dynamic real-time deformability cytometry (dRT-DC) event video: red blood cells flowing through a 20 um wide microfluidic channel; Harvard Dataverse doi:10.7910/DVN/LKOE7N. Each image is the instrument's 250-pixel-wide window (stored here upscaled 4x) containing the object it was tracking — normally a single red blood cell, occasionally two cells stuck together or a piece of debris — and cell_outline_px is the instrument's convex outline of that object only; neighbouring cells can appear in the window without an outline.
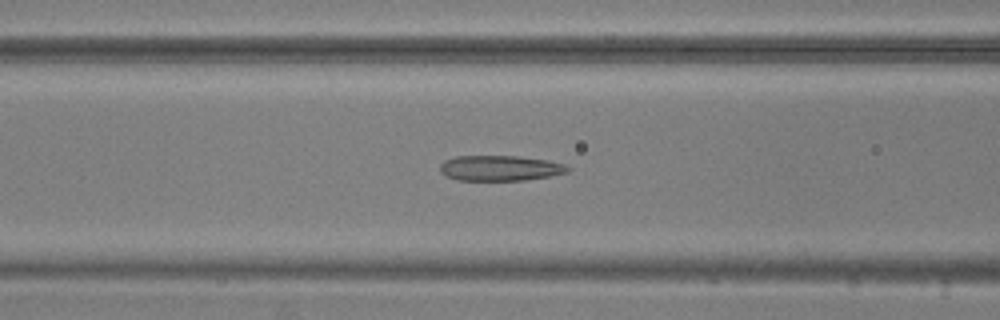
{"species": "common noctule bat (a hibernating species)", "species_latin": "Nyctalus noctula", "temperature_condition": "warm", "stored_images_in_passage": 53, "camera_frame_rate_fps": 3000, "um_per_image_px": 0.085, "animal": {"sex": "male", "body_mass_g": 20.5, "forearm_length_mm": 52.5}, "frame": {"image": 1, "passage_image": 20, "time_ms": 6.333, "image_size_px": [1000, 320], "cell_outline_px": [[572, 168], [568, 172], [548, 176], [524, 180], [456, 180], [440, 172], [440, 164], [444, 160], [456, 156], [516, 156], [548, 160], [564, 164]], "centroid_in_image_um": [42.5, 14.28], "position_along_channel_um": 124.1, "area_um2": 18.84}}
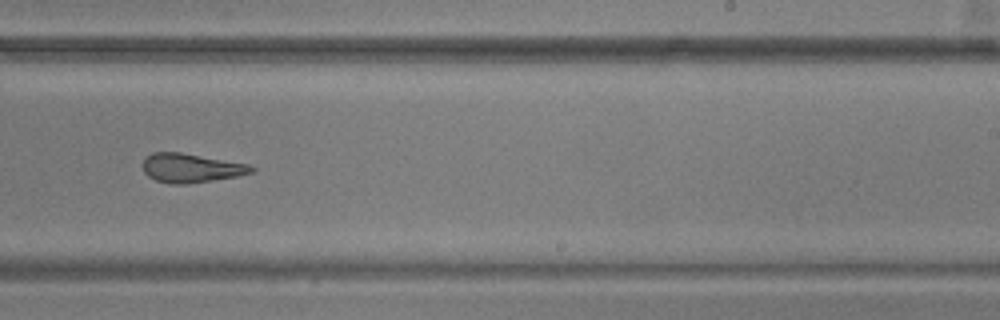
{"frame": {"image": 2, "passage_image": 32, "time_ms": 10.333, "image_size_px": [1000, 320], "cell_outline_px": [[256, 168], [252, 172], [236, 176], [188, 184], [172, 184], [156, 180], [148, 176], [144, 172], [144, 156], [152, 152], [180, 152], [248, 164]], "centroid_in_image_um": [16.2, 14.27], "position_along_channel_um": 272.8, "area_um2": 18.21}}
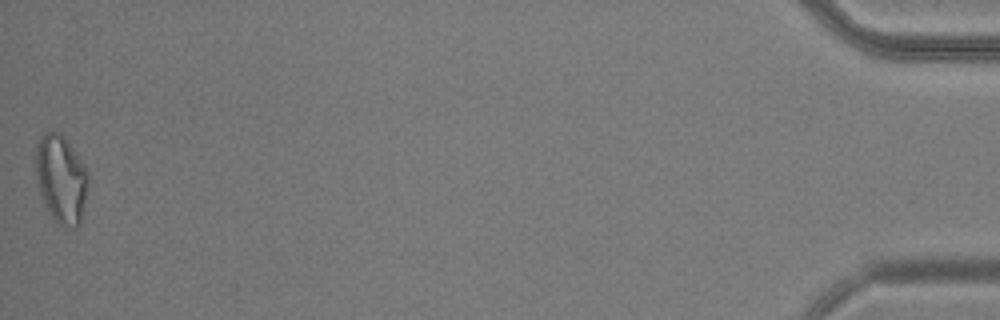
{"frame": {"image": 3, "passage_image": 53, "time_ms": 17.333, "image_size_px": [1000, 320], "cell_outline_px": [[88, 188], [80, 224], [76, 228], [64, 228], [56, 224], [40, 192], [36, 180], [36, 144], [40, 136], [44, 132], [60, 132], [84, 164], [88, 172]], "centroid_in_image_um": [5.21, 15.24], "position_along_channel_um": 430.0, "area_um2": 26.99}, "authors_computed_cell_mechanics": {"area_um2": 20.9814, "velocity_mm_per_s": 3.7234, "shape_relaxation_time_tau1_ms": null, "shape_relaxation_time_tau2_ms": 4.3007, "deformation_change_tau1": null, "deformation_change_tau2": 0.1631}}